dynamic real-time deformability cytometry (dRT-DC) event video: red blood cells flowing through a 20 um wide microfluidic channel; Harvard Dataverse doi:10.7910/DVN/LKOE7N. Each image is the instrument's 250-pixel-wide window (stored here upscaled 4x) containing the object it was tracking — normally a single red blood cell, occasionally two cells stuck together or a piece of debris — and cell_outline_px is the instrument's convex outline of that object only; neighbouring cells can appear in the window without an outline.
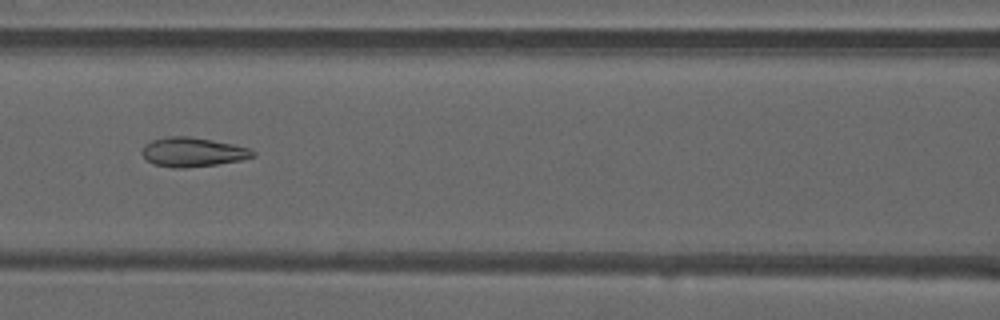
{"species": "common noctule bat (a hibernating species)", "species_latin": "Nyctalus noctula", "temperature_condition": "warm", "stored_images_in_passage": 27, "camera_frame_rate_fps": 3000, "um_per_image_px": 0.085, "animal": {"sex": "male", "forearm_length_mm": 52.5}, "frame": {"image": 1, "passage_image": 9, "time_ms": 2.667, "image_size_px": [1000, 320], "cell_outline_px": [[256, 156], [240, 160], [216, 164], [184, 168], [172, 168], [152, 164], [140, 152], [144, 144], [152, 140], [168, 136], [192, 136], [232, 144], [248, 148], [256, 152]], "centroid_in_image_um": [16.35, 12.92], "position_along_channel_um": 150.3, "area_um2": 18.96}}
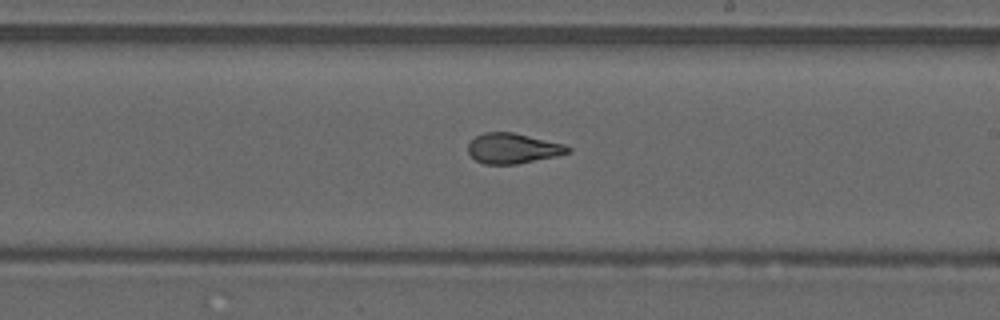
{"frame": {"image": 2, "passage_image": 16, "time_ms": 5.0, "image_size_px": [1000, 320], "cell_outline_px": [[572, 152], [556, 156], [516, 164], [484, 164], [476, 160], [468, 152], [468, 144], [476, 136], [484, 132], [512, 132], [564, 144], [572, 148]], "centroid_in_image_um": [43.61, 12.61], "position_along_channel_um": 245.4, "area_um2": 17.51}}
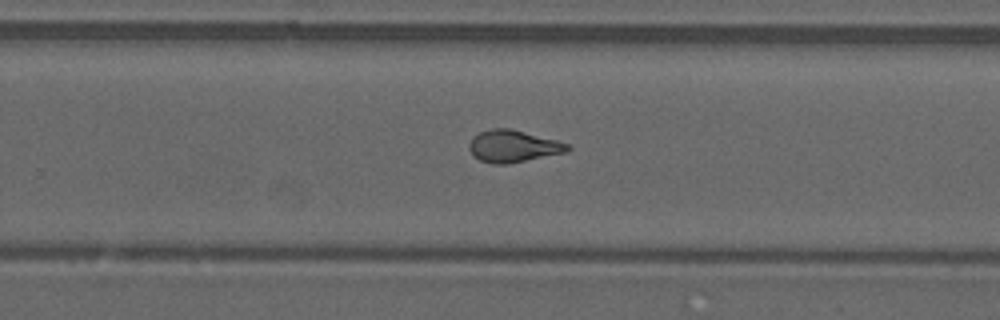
{"frame": {"image": 3, "passage_image": 19, "time_ms": 6.0, "image_size_px": [1000, 320], "cell_outline_px": [[572, 148], [568, 152], [508, 164], [492, 164], [480, 160], [472, 156], [468, 148], [468, 144], [472, 136], [480, 132], [492, 128], [508, 128], [556, 140], [568, 144]], "centroid_in_image_um": [43.58, 12.44], "position_along_channel_um": 286.2, "area_um2": 18.5}, "authors_computed_cell_mechanics": {"area_um2": 17.9758, "velocity_mm_per_s": 4.0901, "shape_relaxation_time_tau1_ms": null, "shape_relaxation_time_tau2_ms": 1.1303, "deformation_change_tau1": null, "deformation_change_tau2": 0.0811}}